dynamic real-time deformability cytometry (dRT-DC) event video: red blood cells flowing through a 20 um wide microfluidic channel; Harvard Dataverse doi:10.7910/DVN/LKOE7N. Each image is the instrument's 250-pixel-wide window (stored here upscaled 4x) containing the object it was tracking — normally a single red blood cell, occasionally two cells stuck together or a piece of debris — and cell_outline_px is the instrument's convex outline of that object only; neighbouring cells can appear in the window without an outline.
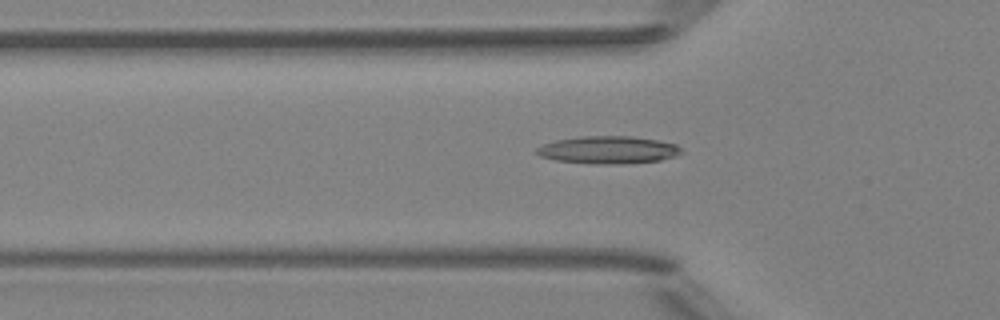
{"species": "Egyptian fruit bat (a non-hibernating species)", "species_latin": "Rousettus aegyptiacus", "temperature_condition": "room temperature", "stored_images_in_passage": 36, "camera_frame_rate_fps": 3000, "um_per_image_px": 0.085, "animal": {"sex": "female"}, "frame": {"image": 1, "passage_image": 6, "time_ms": 1.667, "image_size_px": [1000, 320], "cell_outline_px": [[684, 152], [676, 156], [660, 160], [628, 164], [596, 164], [556, 160], [540, 156], [536, 152], [536, 148], [544, 144], [556, 140], [580, 136], [628, 136], [656, 140], [676, 144]], "centroid_in_image_um": [51.72, 12.75], "position_along_channel_um": 74.1, "area_um2": 23.24}}
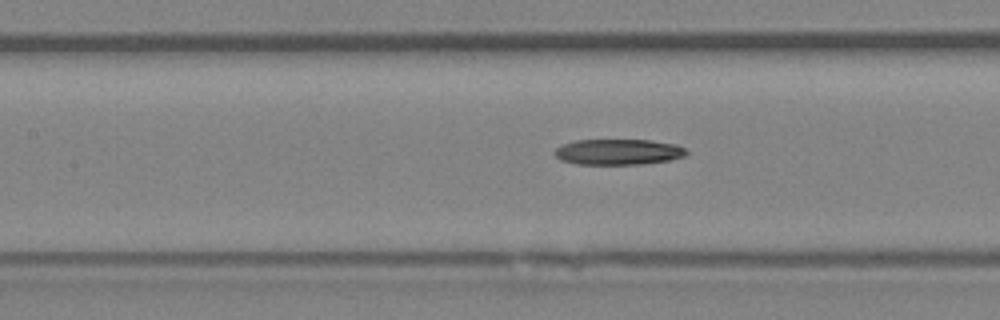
{"frame": {"image": 2, "passage_image": 12, "time_ms": 3.667, "image_size_px": [1000, 320], "cell_outline_px": [[688, 152], [684, 156], [668, 160], [644, 164], [576, 164], [560, 160], [556, 156], [556, 148], [564, 144], [576, 140], [652, 140], [676, 144], [684, 148]], "centroid_in_image_um": [52.57, 12.91], "position_along_channel_um": 154.8, "area_um2": 19.65}}
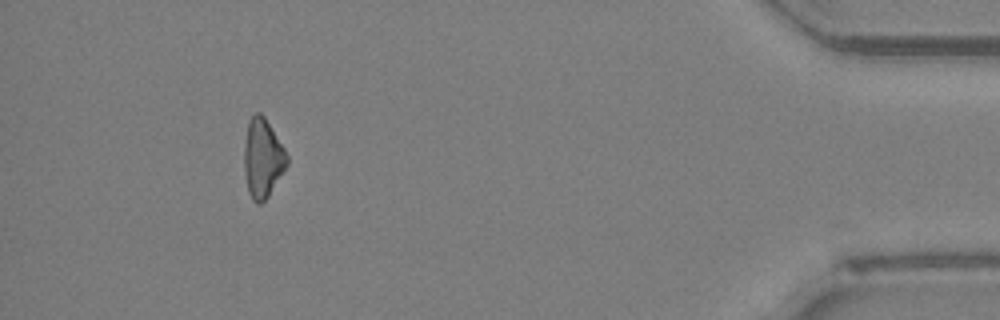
{"frame": {"image": 3, "passage_image": 36, "time_ms": 11.667, "image_size_px": [1000, 320], "cell_outline_px": [[288, 164], [268, 196], [260, 204], [256, 204], [252, 200], [248, 192], [244, 172], [244, 144], [248, 120], [256, 112], [260, 112], [264, 116], [284, 148], [288, 156]], "centroid_in_image_um": [22.31, 13.45], "position_along_channel_um": 412.9, "area_um2": 19.71}}